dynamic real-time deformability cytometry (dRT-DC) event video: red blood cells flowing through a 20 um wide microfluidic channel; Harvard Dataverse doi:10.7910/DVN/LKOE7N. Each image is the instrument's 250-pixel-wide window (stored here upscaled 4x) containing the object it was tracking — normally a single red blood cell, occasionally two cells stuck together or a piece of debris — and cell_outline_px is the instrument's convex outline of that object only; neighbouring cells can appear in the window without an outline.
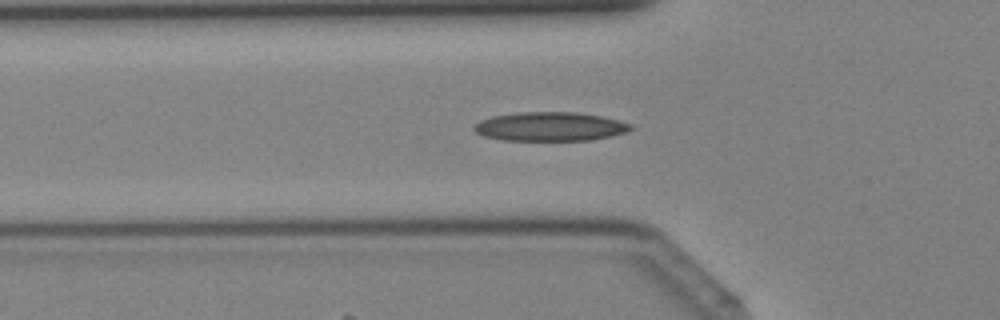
{"species": "Egyptian fruit bat (a non-hibernating species)", "species_latin": "Rousettus aegyptiacus", "temperature_condition": "cold", "stored_images_in_passage": 32, "camera_frame_rate_fps": 3000, "um_per_image_px": 0.085, "animal": {"sex": "female"}, "frame": {"image": 1, "passage_image": 10, "time_ms": 3.0, "image_size_px": [1000, 320], "cell_outline_px": [[636, 128], [628, 132], [612, 136], [592, 140], [504, 140], [484, 136], [476, 132], [472, 128], [480, 120], [496, 116], [520, 112], [576, 112], [600, 116], [632, 124]], "centroid_in_image_um": [46.81, 10.76], "position_along_channel_um": 79.0, "area_um2": 26.36}}
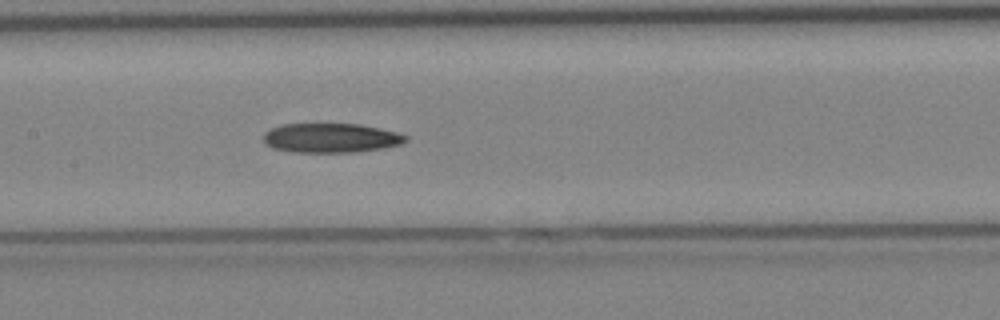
{"frame": {"image": 2, "passage_image": 16, "time_ms": 5.0, "image_size_px": [1000, 320], "cell_outline_px": [[408, 140], [400, 144], [384, 148], [352, 152], [292, 152], [272, 148], [264, 140], [264, 132], [280, 124], [360, 124], [380, 128], [396, 132], [408, 136]], "centroid_in_image_um": [28.13, 11.72], "position_along_channel_um": 179.3, "area_um2": 24.33}}
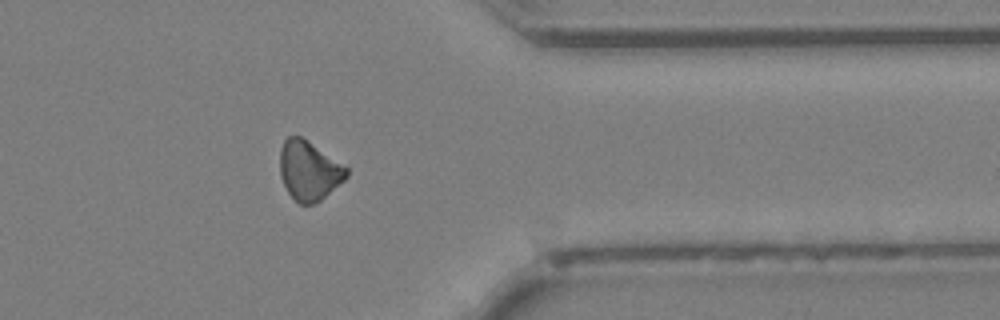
{"frame": {"image": 3, "passage_image": 29, "time_ms": 9.333, "image_size_px": [1000, 320], "cell_outline_px": [[348, 176], [344, 180], [320, 200], [312, 204], [300, 204], [288, 192], [280, 176], [280, 148], [284, 140], [288, 136], [300, 136], [348, 168]], "centroid_in_image_um": [26.24, 14.5], "position_along_channel_um": 385.2, "area_um2": 22.6}}